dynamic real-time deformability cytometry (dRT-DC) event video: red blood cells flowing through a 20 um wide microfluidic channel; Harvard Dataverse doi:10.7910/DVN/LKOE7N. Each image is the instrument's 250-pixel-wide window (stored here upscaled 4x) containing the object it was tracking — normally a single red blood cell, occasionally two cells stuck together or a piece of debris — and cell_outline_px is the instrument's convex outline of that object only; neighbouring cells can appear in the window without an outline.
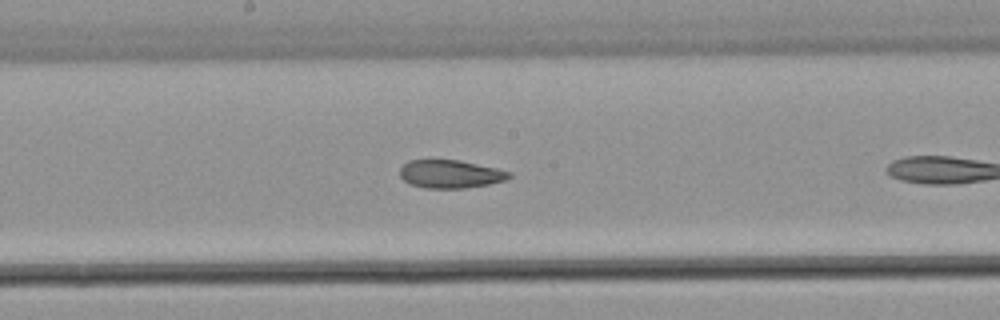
{"species": "common noctule bat (a hibernating species)", "species_latin": "Nyctalus noctula", "temperature_condition": "warm", "stored_images_in_passage": 19, "camera_frame_rate_fps": 3000, "um_per_image_px": 0.085, "animal": {"sex": "male", "body_mass_g": 21.5, "forearm_length_mm": 52.0}, "frame": {"image": 1, "passage_image": 14, "time_ms": 4.333, "image_size_px": [1000, 320], "cell_outline_px": [[512, 176], [504, 180], [488, 184], [464, 188], [424, 188], [408, 184], [400, 176], [400, 168], [408, 160], [460, 160], [496, 168], [512, 172]], "centroid_in_image_um": [38.26, 14.79], "position_along_channel_um": 209.9, "area_um2": 17.92}}